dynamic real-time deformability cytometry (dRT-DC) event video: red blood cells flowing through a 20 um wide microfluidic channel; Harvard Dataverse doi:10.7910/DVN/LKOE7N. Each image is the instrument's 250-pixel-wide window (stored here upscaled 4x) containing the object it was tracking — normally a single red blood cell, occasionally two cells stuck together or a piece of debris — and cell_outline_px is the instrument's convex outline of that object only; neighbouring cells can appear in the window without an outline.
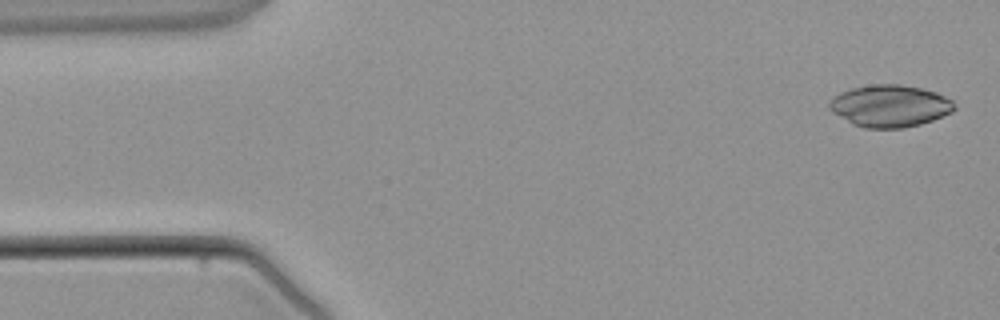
{"species": "common noctule bat (a hibernating species)", "species_latin": "Nyctalus noctula", "temperature_condition": "warm", "stored_images_in_passage": 4, "camera_frame_rate_fps": 3000, "um_per_image_px": 0.085, "animal": {"sex": "male", "body_mass_g": 21.5, "forearm_length_mm": 52.0}, "frame": {"image": 1, "passage_image": 1, "time_ms": 0.0, "image_size_px": [1000, 320], "cell_outline_px": [[956, 108], [952, 112], [932, 120], [920, 124], [904, 128], [864, 128], [852, 124], [832, 112], [828, 108], [828, 104], [832, 96], [840, 92], [852, 88], [872, 84], [900, 84], [920, 88], [936, 92], [952, 100], [956, 104]], "centroid_in_image_um": [75.62, 9.0], "position_along_channel_um": 9.4, "area_um2": 30.81}}